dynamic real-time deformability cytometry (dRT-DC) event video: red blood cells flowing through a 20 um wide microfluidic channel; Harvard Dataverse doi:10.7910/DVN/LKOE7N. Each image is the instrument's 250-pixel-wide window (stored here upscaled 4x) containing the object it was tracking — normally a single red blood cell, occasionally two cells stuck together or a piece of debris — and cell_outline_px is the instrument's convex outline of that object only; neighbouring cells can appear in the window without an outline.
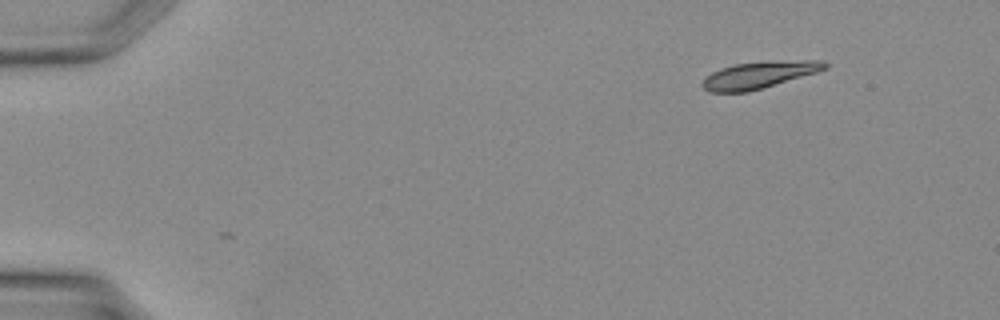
{"species": "Egyptian fruit bat (a non-hibernating species)", "species_latin": "Rousettus aegyptiacus", "temperature_condition": "warm", "stored_images_in_passage": 3, "camera_frame_rate_fps": 3000, "um_per_image_px": 0.085, "animal": {"sex": "female"}, "frame": {"image": 1, "passage_image": 3, "time_ms": 0.667, "image_size_px": [1000, 320], "cell_outline_px": [[828, 68], [816, 72], [748, 92], [708, 92], [700, 84], [704, 76], [720, 68], [736, 64], [764, 60], [820, 60], [828, 64]], "centroid_in_image_um": [64.48, 6.35], "position_along_channel_um": 20.5, "area_um2": 19.36}}